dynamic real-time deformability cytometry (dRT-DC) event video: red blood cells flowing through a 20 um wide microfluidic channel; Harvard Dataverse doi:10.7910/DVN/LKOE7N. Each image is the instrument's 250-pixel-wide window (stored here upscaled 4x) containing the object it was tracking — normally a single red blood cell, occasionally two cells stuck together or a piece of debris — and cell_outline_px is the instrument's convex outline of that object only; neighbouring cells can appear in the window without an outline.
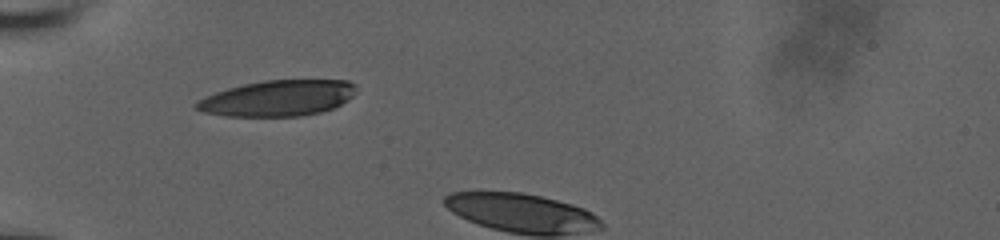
{"species": "human", "species_latin": "Homo sapiens", "temperature_condition": "room temperature", "stored_images_in_passage": 4, "camera_frame_rate_fps": 3000, "um_per_image_px": 0.085, "donor": {"sex": "male"}, "frame": {"image": 1, "passage_image": 1, "time_ms": 0.0, "image_size_px": [1000, 240], "cell_outline_px": [[356, 88], [352, 96], [348, 100], [332, 108], [320, 112], [300, 116], [224, 116], [204, 112], [196, 108], [192, 104], [204, 96], [228, 88], [244, 84], [264, 80], [348, 80], [356, 84]], "centroid_in_image_um": [23.6, 8.34], "position_along_channel_um": 61.4, "area_um2": 33.41}}